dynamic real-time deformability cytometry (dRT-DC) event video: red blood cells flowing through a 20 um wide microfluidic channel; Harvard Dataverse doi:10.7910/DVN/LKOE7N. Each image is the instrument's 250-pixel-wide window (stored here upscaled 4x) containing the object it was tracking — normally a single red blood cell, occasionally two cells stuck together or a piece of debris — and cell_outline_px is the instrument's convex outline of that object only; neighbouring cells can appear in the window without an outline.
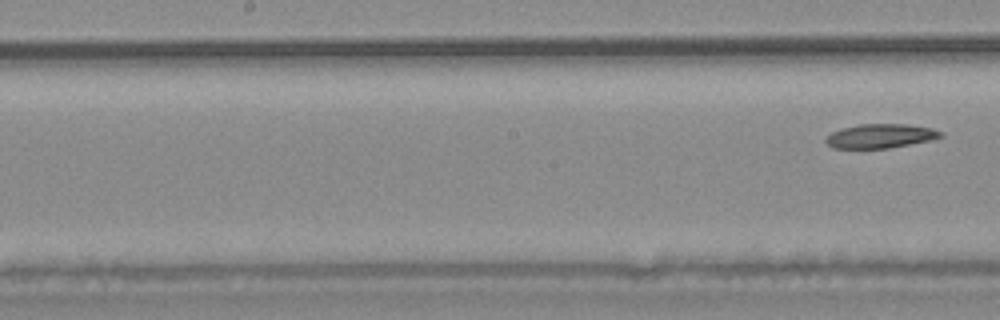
{"species": "common noctule bat (a hibernating species)", "species_latin": "Nyctalus noctula", "temperature_condition": "warm", "stored_images_in_passage": 5, "segment_of_instrument_passage": [2, 2], "camera_frame_rate_fps": 3000, "um_per_image_px": 0.085, "animal": {"sex": "male", "body_mass_g": 20.4}, "frame": {"image": 1, "passage_image": 5, "time_ms": 5.667, "image_size_px": [1000, 320], "cell_outline_px": [[944, 136], [932, 140], [888, 148], [832, 148], [824, 140], [832, 132], [840, 128], [860, 124], [908, 124], [932, 128], [944, 132]], "centroid_in_image_um": [74.87, 11.55], "position_along_channel_um": 173.3, "area_um2": 16.24}}